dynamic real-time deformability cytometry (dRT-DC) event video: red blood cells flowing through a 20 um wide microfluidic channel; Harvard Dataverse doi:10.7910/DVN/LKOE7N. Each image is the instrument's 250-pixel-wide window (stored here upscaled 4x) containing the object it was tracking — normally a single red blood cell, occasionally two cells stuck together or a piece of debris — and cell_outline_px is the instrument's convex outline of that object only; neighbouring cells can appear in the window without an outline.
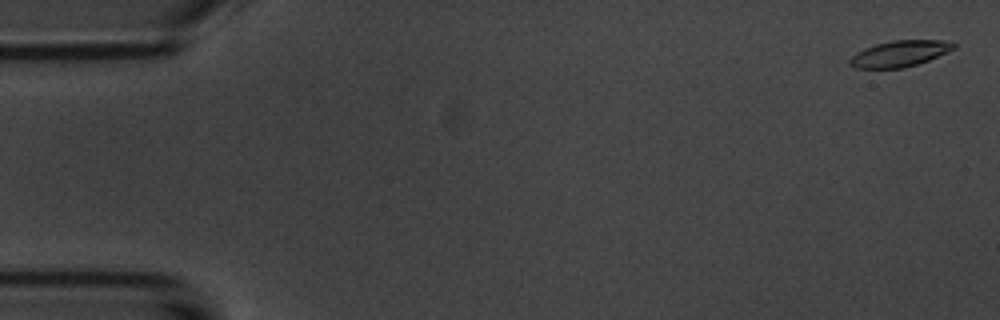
{"species": "common noctule bat (a hibernating species)", "species_latin": "Nyctalus noctula", "temperature_condition": "room temperature", "stored_images_in_passage": 4, "camera_frame_rate_fps": 3000, "um_per_image_px": 0.085, "animal": {"sex": "male", "body_mass_g": 20.1, "forearm_length_mm": 53.5}, "frame": {"image": 1, "passage_image": 1, "time_ms": 0.0, "image_size_px": [1000, 320], "cell_outline_px": [[956, 48], [928, 60], [904, 68], [856, 68], [848, 64], [848, 60], [856, 52], [864, 48], [876, 44], [892, 40], [952, 40], [956, 44]], "centroid_in_image_um": [76.48, 4.55], "position_along_channel_um": 8.5, "area_um2": 15.9}}